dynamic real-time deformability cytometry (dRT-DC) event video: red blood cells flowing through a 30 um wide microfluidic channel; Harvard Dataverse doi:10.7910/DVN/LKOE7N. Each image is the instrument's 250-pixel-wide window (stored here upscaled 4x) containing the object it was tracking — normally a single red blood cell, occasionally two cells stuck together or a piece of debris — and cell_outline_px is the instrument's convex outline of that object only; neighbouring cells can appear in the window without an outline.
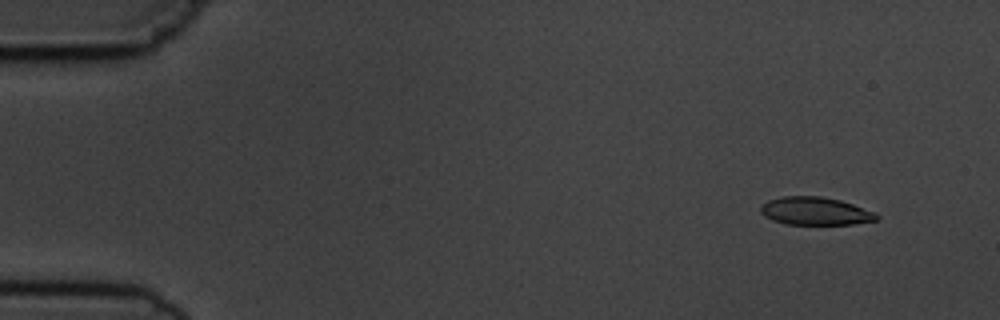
{"species": "common noctule bat (a hibernating species)", "species_latin": "Nyctalus noctula", "temperature_condition": "cold", "stored_images_in_passage": 5, "camera_frame_rate_fps": 3000, "um_per_image_px": 0.085, "animal": {"sex": "male", "body_mass_g": 19.5, "forearm_length_mm": 54.6}, "frame": {"image": 1, "passage_image": 2, "time_ms": 1.0, "image_size_px": [1000, 320], "cell_outline_px": [[880, 216], [876, 220], [852, 224], [784, 224], [772, 220], [764, 216], [760, 212], [760, 204], [768, 200], [784, 196], [820, 196], [840, 200], [876, 212]], "centroid_in_image_um": [69.27, 17.94], "position_along_channel_um": 15.7, "area_um2": 18.96}}
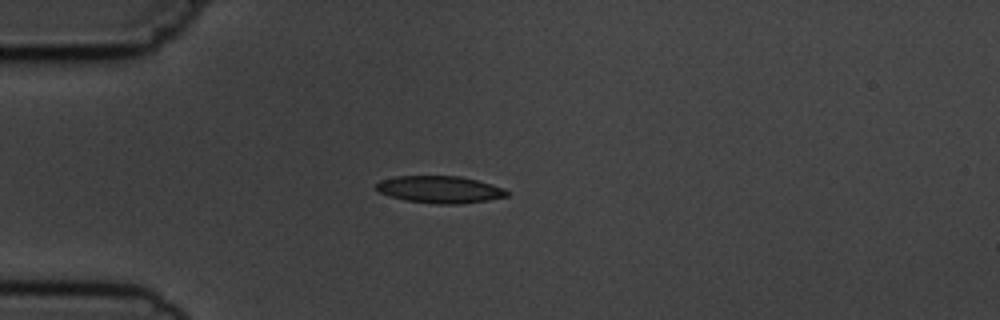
{"frame": {"image": 2, "passage_image": 5, "time_ms": 4.333, "image_size_px": [1000, 320], "cell_outline_px": [[508, 196], [488, 200], [460, 204], [436, 204], [404, 200], [380, 192], [372, 188], [380, 180], [396, 176], [460, 176], [492, 184], [504, 188], [508, 192]], "centroid_in_image_um": [37.37, 16.1], "position_along_channel_um": 47.6, "area_um2": 20.69}}